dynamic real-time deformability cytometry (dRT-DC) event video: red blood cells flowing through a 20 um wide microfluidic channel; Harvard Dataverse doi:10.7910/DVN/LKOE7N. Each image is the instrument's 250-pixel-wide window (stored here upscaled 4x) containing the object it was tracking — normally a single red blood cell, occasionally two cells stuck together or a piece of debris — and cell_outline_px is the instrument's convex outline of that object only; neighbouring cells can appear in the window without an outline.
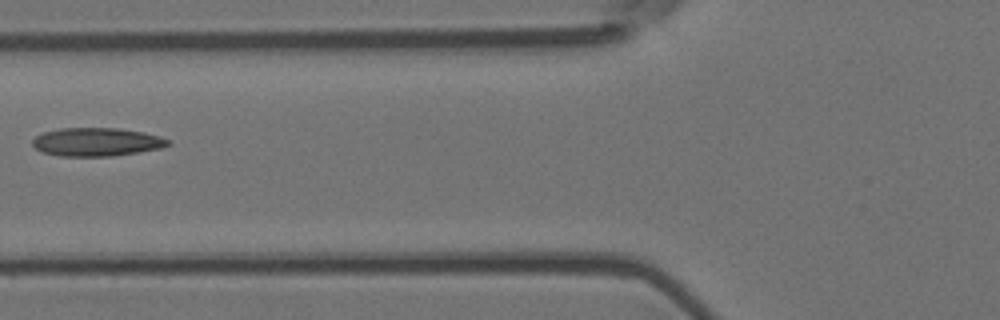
{"species": "Egyptian fruit bat (a non-hibernating species)", "species_latin": "Rousettus aegyptiacus", "temperature_condition": "room temperature", "stored_images_in_passage": 7, "camera_frame_rate_fps": 3000, "um_per_image_px": 0.085, "animal": {"sex": "female"}, "frame": {"image": 1, "passage_image": 6, "time_ms": 1.667, "image_size_px": [1000, 320], "cell_outline_px": [[172, 144], [164, 148], [112, 156], [60, 156], [40, 152], [32, 144], [32, 140], [36, 136], [44, 132], [60, 128], [120, 128], [144, 132], [160, 136], [168, 140]], "centroid_in_image_um": [8.23, 12.07], "position_along_channel_um": 117.6, "area_um2": 22.6}}
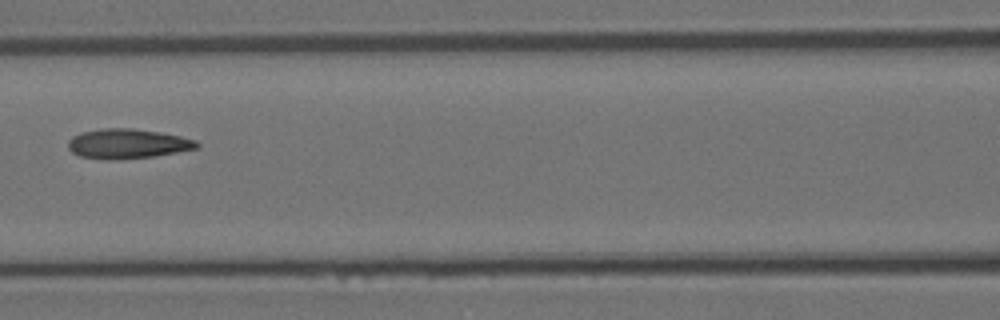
{"frame": {"image": 2, "passage_image": 7, "time_ms": 2.0, "image_size_px": [1000, 320], "cell_outline_px": [[200, 144], [196, 148], [176, 152], [152, 156], [112, 160], [80, 156], [72, 152], [68, 148], [68, 140], [72, 136], [80, 132], [104, 128], [132, 128], [160, 132], [180, 136], [196, 140]], "centroid_in_image_um": [10.81, 12.2], "position_along_channel_um": 155.8, "area_um2": 22.14}}